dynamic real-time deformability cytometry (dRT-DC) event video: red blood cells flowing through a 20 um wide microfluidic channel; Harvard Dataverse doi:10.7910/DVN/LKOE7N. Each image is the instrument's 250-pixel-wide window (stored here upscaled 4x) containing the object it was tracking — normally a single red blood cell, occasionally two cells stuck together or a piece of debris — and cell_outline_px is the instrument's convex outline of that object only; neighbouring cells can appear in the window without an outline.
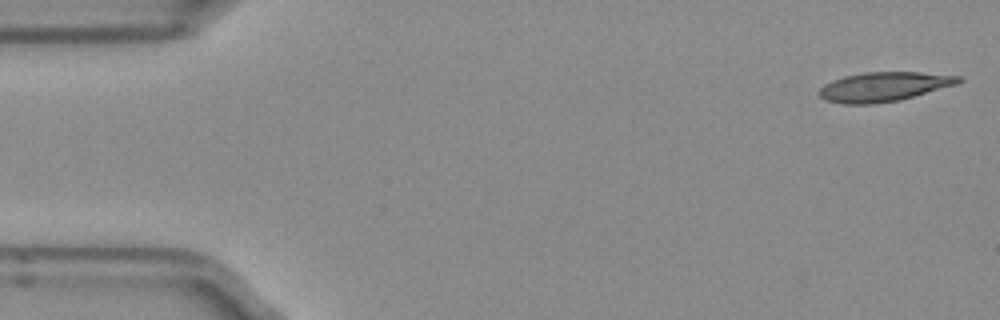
{"species": "Egyptian fruit bat (a non-hibernating species)", "species_latin": "Rousettus aegyptiacus", "temperature_condition": "room temperature", "stored_images_in_passage": 50, "camera_frame_rate_fps": 3000, "um_per_image_px": 0.085, "frame": {"image": 1, "passage_image": 1, "time_ms": 0.0, "image_size_px": [1000, 320], "cell_outline_px": [[964, 80], [956, 84], [900, 100], [872, 104], [844, 104], [824, 100], [820, 96], [820, 88], [824, 84], [832, 80], [844, 76], [864, 72], [920, 72], [960, 76]], "centroid_in_image_um": [75.11, 7.37], "position_along_channel_um": 9.9, "area_um2": 23.76}}
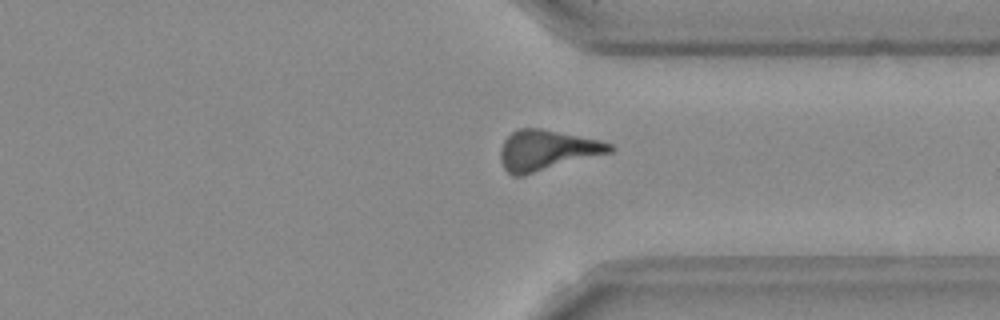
{"frame": {"image": 2, "passage_image": 37, "time_ms": 12.0, "image_size_px": [1000, 320], "cell_outline_px": [[616, 148], [612, 152], [524, 176], [512, 176], [504, 168], [500, 160], [500, 148], [504, 140], [512, 132], [520, 128], [540, 128], [600, 140], [612, 144]], "centroid_in_image_um": [46.48, 12.78], "position_along_channel_um": 364.9, "area_um2": 25.89}}
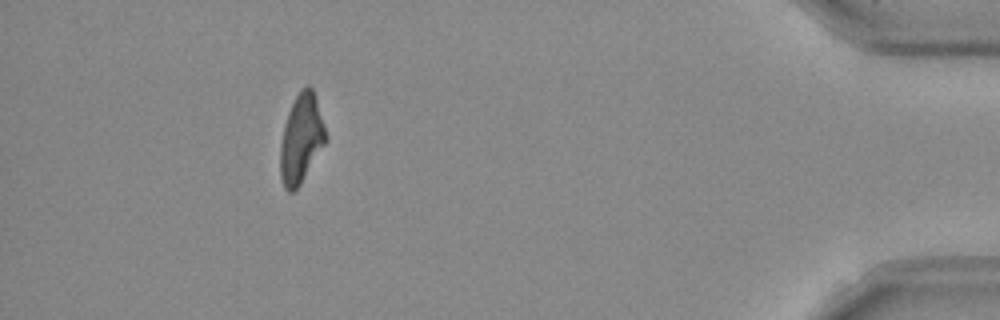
{"frame": {"image": 3, "passage_image": 45, "time_ms": 14.667, "image_size_px": [1000, 320], "cell_outline_px": [[328, 140], [300, 184], [292, 192], [288, 192], [284, 188], [280, 176], [280, 144], [284, 124], [288, 112], [300, 88], [308, 84], [312, 88], [316, 96], [328, 136]], "centroid_in_image_um": [25.62, 11.77], "position_along_channel_um": 409.6, "area_um2": 23.81}}